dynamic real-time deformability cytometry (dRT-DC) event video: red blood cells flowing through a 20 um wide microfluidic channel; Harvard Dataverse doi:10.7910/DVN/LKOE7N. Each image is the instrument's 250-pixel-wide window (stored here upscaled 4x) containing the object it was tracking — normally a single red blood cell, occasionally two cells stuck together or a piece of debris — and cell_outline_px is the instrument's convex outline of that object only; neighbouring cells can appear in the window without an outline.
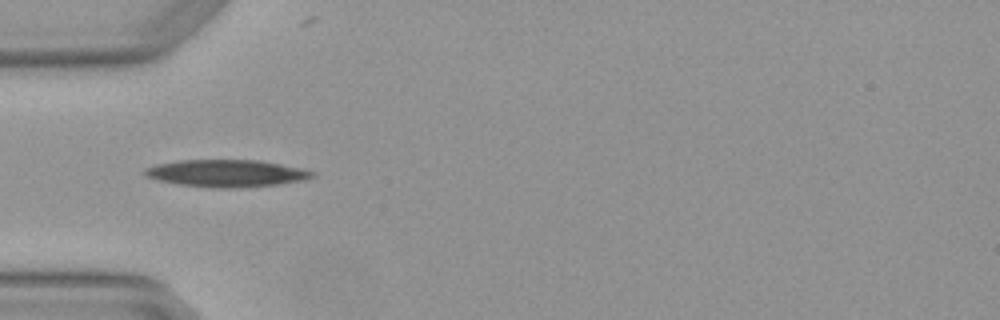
{"species": "Egyptian fruit bat (a non-hibernating species)", "species_latin": "Rousettus aegyptiacus", "temperature_condition": "warm", "stored_images_in_passage": 5, "camera_frame_rate_fps": 3000, "um_per_image_px": 0.085, "animal": {"sex": "female"}, "frame": {"image": 1, "passage_image": 4, "time_ms": 1.0, "image_size_px": [1000, 320], "cell_outline_px": [[316, 176], [304, 180], [280, 184], [232, 188], [212, 188], [180, 184], [156, 180], [144, 176], [144, 168], [156, 164], [180, 160], [260, 160], [300, 168], [316, 172]], "centroid_in_image_um": [19.24, 14.73], "position_along_channel_um": 65.8, "area_um2": 26.65}}
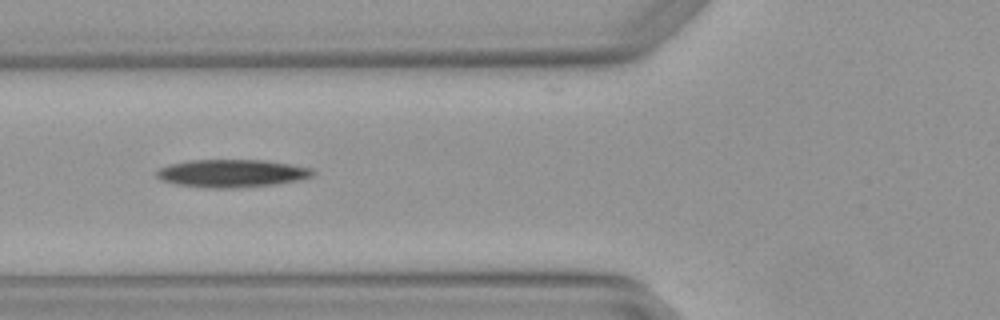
{"frame": {"image": 2, "passage_image": 5, "time_ms": 1.333, "image_size_px": [1000, 320], "cell_outline_px": [[316, 172], [312, 176], [300, 180], [276, 184], [236, 188], [208, 188], [176, 184], [160, 180], [156, 176], [156, 172], [160, 168], [168, 164], [188, 160], [268, 160], [312, 168]], "centroid_in_image_um": [19.71, 14.73], "position_along_channel_um": 106.1, "area_um2": 25.55}}